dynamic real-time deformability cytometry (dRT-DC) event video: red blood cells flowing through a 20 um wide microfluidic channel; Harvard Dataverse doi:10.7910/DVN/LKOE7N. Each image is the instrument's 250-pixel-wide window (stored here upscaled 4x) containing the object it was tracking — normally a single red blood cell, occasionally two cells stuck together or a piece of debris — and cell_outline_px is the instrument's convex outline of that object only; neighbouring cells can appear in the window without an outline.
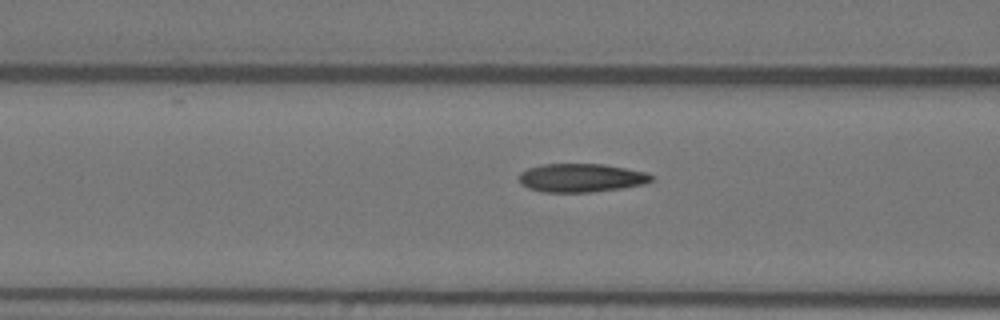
{"species": "Egyptian fruit bat (a non-hibernating species)", "species_latin": "Rousettus aegyptiacus", "temperature_condition": "warm", "stored_images_in_passage": 40, "camera_frame_rate_fps": 3000, "um_per_image_px": 0.085, "animal": {"sex": "female"}, "frame": {"image": 1, "passage_image": 6, "time_ms": 1.667, "image_size_px": [1000, 320], "cell_outline_px": [[652, 180], [644, 184], [620, 188], [592, 192], [544, 192], [528, 188], [520, 184], [520, 172], [528, 168], [544, 164], [604, 164], [644, 172], [652, 176]], "centroid_in_image_um": [49.36, 15.12], "position_along_channel_um": 117.2, "area_um2": 21.79}}
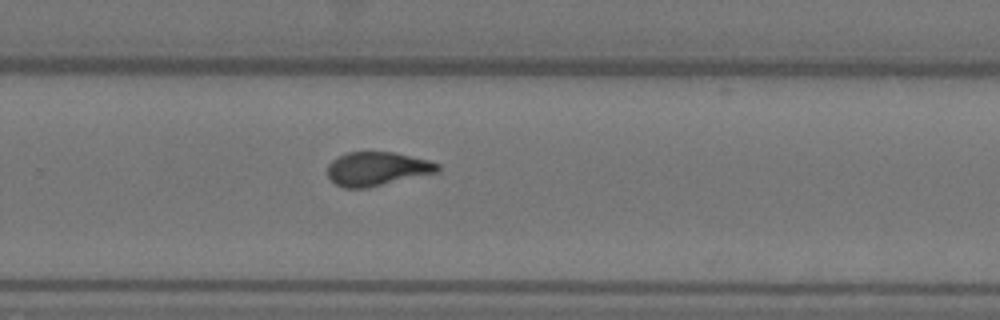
{"frame": {"image": 2, "passage_image": 21, "time_ms": 6.667, "image_size_px": [1000, 320], "cell_outline_px": [[440, 172], [368, 188], [344, 188], [336, 184], [328, 176], [328, 164], [332, 160], [348, 152], [396, 152], [428, 160], [440, 164]], "centroid_in_image_um": [32.09, 14.35], "position_along_channel_um": 297.7, "area_um2": 21.85}}
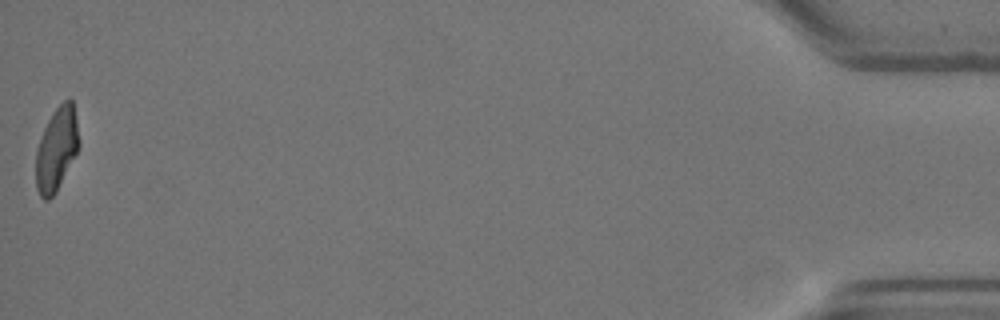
{"frame": {"image": 3, "passage_image": 40, "time_ms": 13.0, "image_size_px": [1000, 320], "cell_outline_px": [[80, 148], [56, 192], [48, 200], [44, 200], [40, 196], [36, 188], [36, 152], [44, 128], [52, 112], [68, 96], [72, 100], [80, 140]], "centroid_in_image_um": [4.83, 12.68], "position_along_channel_um": 430.4, "area_um2": 21.04}, "authors_computed_cell_mechanics": {"area_um2": 21.7617, "velocity_mm_per_s": 3.6212, "shape_relaxation_time_tau1_ms": 10.5983, "shape_relaxation_time_tau2_ms": 1.3438, "deformation_change_tau1": 0.2932, "deformation_change_tau2": 0.0827}}